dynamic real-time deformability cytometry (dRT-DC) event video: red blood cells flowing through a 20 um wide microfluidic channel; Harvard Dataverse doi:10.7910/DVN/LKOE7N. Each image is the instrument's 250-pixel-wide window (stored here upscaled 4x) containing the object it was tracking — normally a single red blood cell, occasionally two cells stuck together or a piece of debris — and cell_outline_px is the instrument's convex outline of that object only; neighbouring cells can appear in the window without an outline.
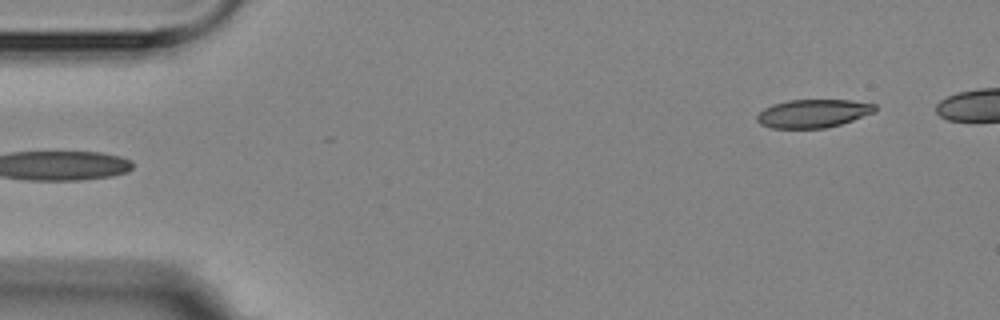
{"species": "Egyptian fruit bat (a non-hibernating species)", "species_latin": "Rousettus aegyptiacus", "temperature_condition": "room temperature", "stored_images_in_passage": 4, "camera_frame_rate_fps": 3000, "um_per_image_px": 0.085, "animal": {"sex": "female"}, "frame": {"image": 1, "passage_image": 4, "time_ms": 5.0, "image_size_px": [1000, 320], "cell_outline_px": [[876, 112], [840, 124], [824, 128], [772, 128], [760, 124], [756, 120], [756, 116], [764, 108], [772, 104], [788, 100], [852, 100], [876, 104]], "centroid_in_image_um": [69.11, 9.64], "position_along_channel_um": 15.9, "area_um2": 19.48}}